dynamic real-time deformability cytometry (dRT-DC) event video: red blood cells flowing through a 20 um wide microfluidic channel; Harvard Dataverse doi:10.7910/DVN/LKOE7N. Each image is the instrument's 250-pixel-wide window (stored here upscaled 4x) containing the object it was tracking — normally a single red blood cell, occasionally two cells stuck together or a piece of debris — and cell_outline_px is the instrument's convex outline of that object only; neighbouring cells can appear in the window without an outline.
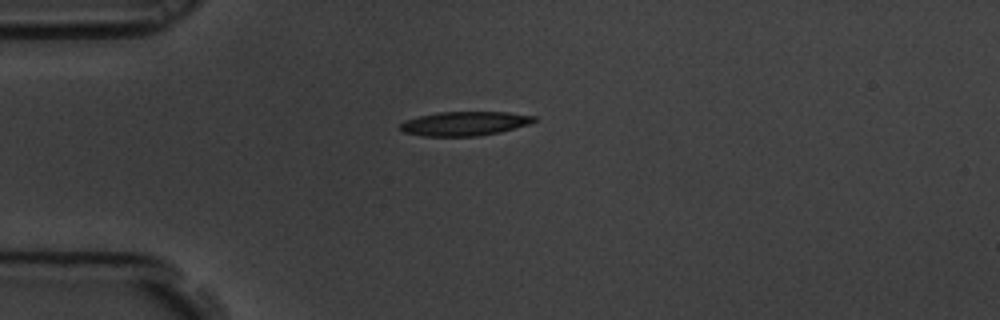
{"species": "common noctule bat (a hibernating species)", "species_latin": "Nyctalus noctula", "temperature_condition": "room temperature", "stored_images_in_passage": 44, "camera_frame_rate_fps": 3000, "um_per_image_px": 0.085, "animal": {"sex": "male", "body_mass_g": 19.5, "forearm_length_mm": 54.6}, "frame": {"image": 1, "passage_image": 1, "time_ms": 0.0, "image_size_px": [1000, 320], "cell_outline_px": [[536, 120], [528, 124], [500, 132], [476, 136], [424, 136], [404, 132], [396, 128], [404, 120], [420, 116], [440, 112], [508, 112], [536, 116]], "centroid_in_image_um": [39.46, 10.5], "position_along_channel_um": 45.5, "area_um2": 18.79}}
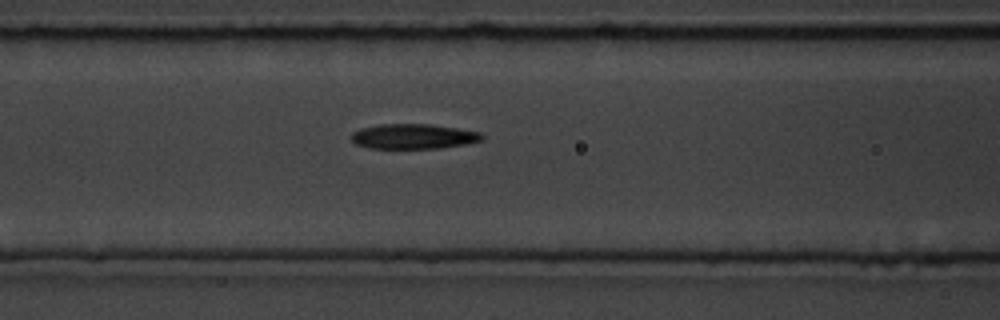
{"frame": {"image": 2, "passage_image": 10, "time_ms": 3.0, "image_size_px": [1000, 320], "cell_outline_px": [[484, 140], [464, 144], [440, 148], [368, 148], [356, 144], [352, 140], [352, 132], [360, 128], [380, 124], [432, 124], [480, 132], [484, 136]], "centroid_in_image_um": [35.14, 11.59], "position_along_channel_um": 131.5, "area_um2": 19.02}}
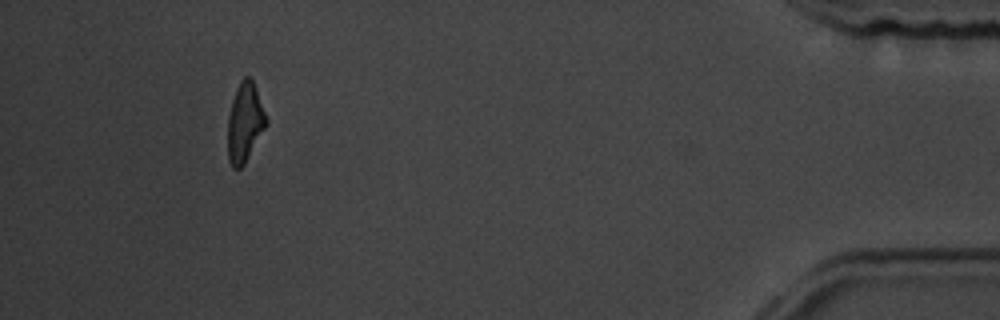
{"frame": {"image": 3, "passage_image": 40, "time_ms": 13.0, "image_size_px": [1000, 320], "cell_outline_px": [[268, 124], [244, 164], [240, 168], [232, 168], [228, 160], [228, 116], [232, 100], [236, 88], [240, 80], [244, 76], [252, 76], [268, 120]], "centroid_in_image_um": [20.82, 10.37], "position_along_channel_um": 414.4, "area_um2": 17.98}, "authors_computed_cell_mechanics": {"area_um2": 19.074, "velocity_mm_per_s": 3.4874, "shape_relaxation_time_tau1_ms": 7.4878, "shape_relaxation_time_tau2_ms": 6.138, "deformation_change_tau1": 0.2111, "deformation_change_tau2": 0.1805}}